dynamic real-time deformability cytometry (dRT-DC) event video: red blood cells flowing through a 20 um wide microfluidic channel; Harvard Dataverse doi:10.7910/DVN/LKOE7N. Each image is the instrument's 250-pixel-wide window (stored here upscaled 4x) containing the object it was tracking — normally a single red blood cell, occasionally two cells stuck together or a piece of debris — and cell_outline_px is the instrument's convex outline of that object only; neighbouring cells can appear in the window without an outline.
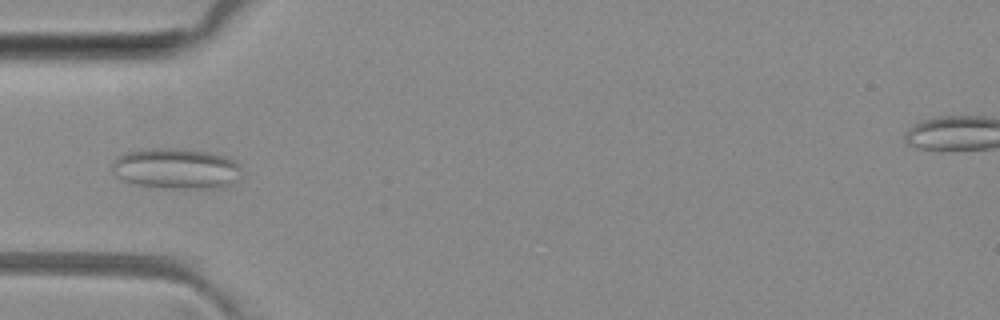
{"species": "common noctule bat (a hibernating species)", "species_latin": "Nyctalus noctula", "temperature_condition": "room temperature", "stored_images_in_passage": 6, "camera_frame_rate_fps": 3000, "um_per_image_px": 0.085, "animal": {"sex": "female", "body_mass_g": 29.2, "forearm_length_mm": 56.3}, "frame": {"image": 1, "passage_image": 2, "time_ms": 1.333, "image_size_px": [1000, 320], "cell_outline_px": [[244, 176], [240, 180], [224, 188], [164, 188], [136, 184], [124, 180], [116, 176], [112, 172], [112, 164], [120, 156], [128, 152], [152, 148], [172, 148], [208, 152], [224, 156], [240, 164]], "centroid_in_image_um": [15.07, 14.35], "position_along_channel_um": 69.9, "area_um2": 30.87}}